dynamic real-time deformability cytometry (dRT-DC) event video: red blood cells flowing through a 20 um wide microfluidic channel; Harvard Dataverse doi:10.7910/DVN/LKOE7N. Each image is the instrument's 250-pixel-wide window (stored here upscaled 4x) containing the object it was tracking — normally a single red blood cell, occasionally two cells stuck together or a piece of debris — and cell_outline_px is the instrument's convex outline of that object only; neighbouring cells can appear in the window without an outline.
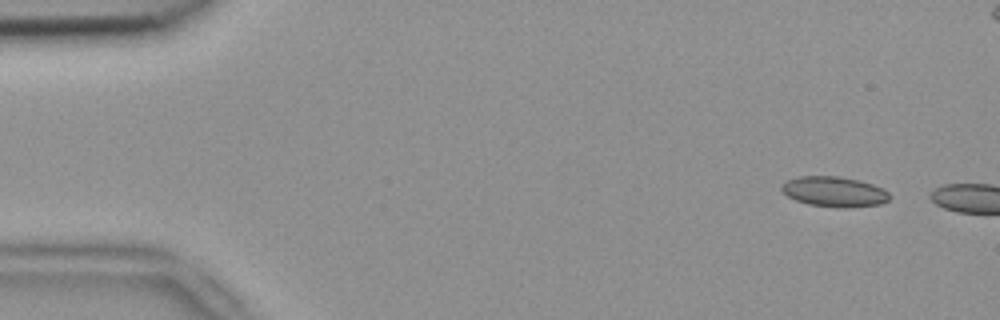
{"species": "common noctule bat (a hibernating species)", "species_latin": "Nyctalus noctula", "temperature_condition": "room temperature", "stored_images_in_passage": 2, "camera_frame_rate_fps": 3000, "um_per_image_px": 0.085, "animal": {"sex": "female", "body_mass_g": 18.4}, "frame": {"image": 1, "passage_image": 1, "time_ms": 0.0, "image_size_px": [1000, 320], "cell_outline_px": [[888, 200], [880, 204], [844, 208], [840, 208], [808, 204], [796, 200], [788, 196], [780, 188], [788, 180], [800, 176], [840, 176], [860, 180], [884, 188], [888, 192]], "centroid_in_image_um": [70.93, 16.29], "position_along_channel_um": 14.1, "area_um2": 18.9}}